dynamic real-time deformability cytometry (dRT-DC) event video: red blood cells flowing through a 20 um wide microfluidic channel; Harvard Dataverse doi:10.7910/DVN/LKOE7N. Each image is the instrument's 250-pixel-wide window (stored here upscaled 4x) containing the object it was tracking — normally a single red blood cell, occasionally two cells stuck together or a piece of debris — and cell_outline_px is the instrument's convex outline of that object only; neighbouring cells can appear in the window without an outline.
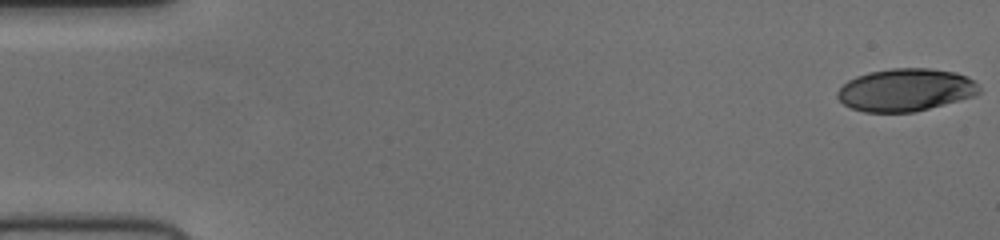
{"species": "human", "species_latin": "Homo sapiens", "temperature_condition": "cold", "stored_images_in_passage": 53, "camera_frame_rate_fps": 3000, "um_per_image_px": 0.085, "donor": {"sex": "female"}, "frame": {"image": 1, "passage_image": 1, "time_ms": 0.0, "image_size_px": [1000, 240], "cell_outline_px": [[980, 92], [976, 96], [916, 112], [864, 112], [852, 108], [844, 104], [836, 96], [836, 92], [848, 80], [856, 76], [868, 72], [892, 68], [932, 68], [956, 72], [968, 76], [980, 88]], "centroid_in_image_um": [77.0, 7.64], "position_along_channel_um": 8.0, "area_um2": 35.49}}
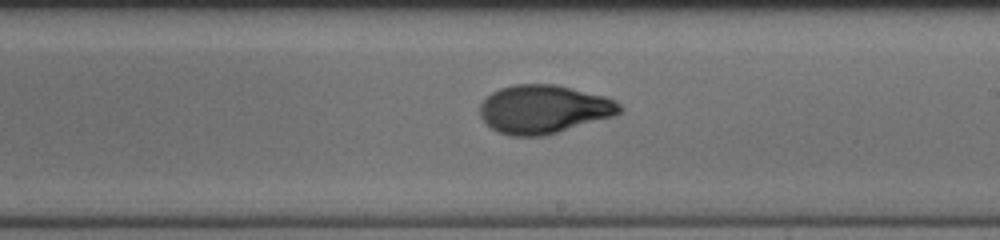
{"frame": {"image": 2, "passage_image": 31, "time_ms": 10.0, "image_size_px": [1000, 240], "cell_outline_px": [[624, 108], [616, 116], [544, 136], [508, 136], [496, 132], [480, 116], [480, 104], [492, 92], [500, 88], [512, 84], [556, 84], [604, 96], [616, 100]], "centroid_in_image_um": [46.24, 9.29], "position_along_channel_um": 242.8, "area_um2": 39.77}}
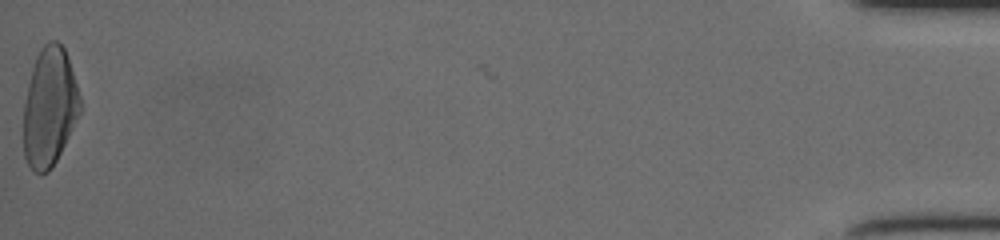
{"frame": {"image": 3, "passage_image": 53, "time_ms": 17.333, "image_size_px": [1000, 240], "cell_outline_px": [[80, 112], [52, 168], [48, 172], [40, 176], [32, 172], [24, 156], [24, 104], [28, 84], [32, 68], [36, 56], [40, 48], [48, 40], [56, 40], [64, 48], [68, 56], [80, 96]], "centroid_in_image_um": [4.19, 9.11], "position_along_channel_um": 431.0, "area_um2": 39.13}}